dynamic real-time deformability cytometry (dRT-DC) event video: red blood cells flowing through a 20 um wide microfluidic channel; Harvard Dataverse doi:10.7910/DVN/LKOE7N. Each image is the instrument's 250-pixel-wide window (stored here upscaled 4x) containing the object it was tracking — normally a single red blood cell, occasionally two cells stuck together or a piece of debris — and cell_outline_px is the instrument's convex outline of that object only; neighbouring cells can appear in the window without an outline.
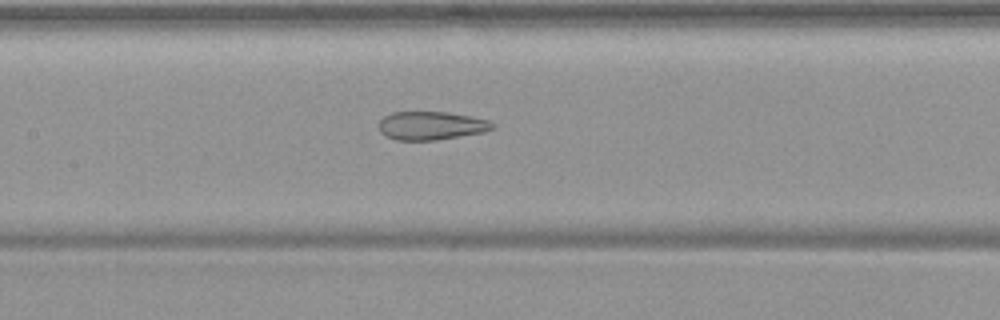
{"species": "common noctule bat (a hibernating species)", "species_latin": "Nyctalus noctula", "temperature_condition": "warm", "stored_images_in_passage": 52, "camera_frame_rate_fps": 3000, "um_per_image_px": 0.085, "animal": {"sex": "female", "body_mass_g": 19.9}, "frame": {"image": 1, "passage_image": 24, "time_ms": 7.667, "image_size_px": [1000, 320], "cell_outline_px": [[496, 128], [484, 132], [436, 140], [396, 140], [380, 132], [380, 120], [384, 116], [392, 112], [448, 112], [472, 116], [488, 120], [496, 124]], "centroid_in_image_um": [36.7, 10.67], "position_along_channel_um": 170.7, "area_um2": 18.84}}
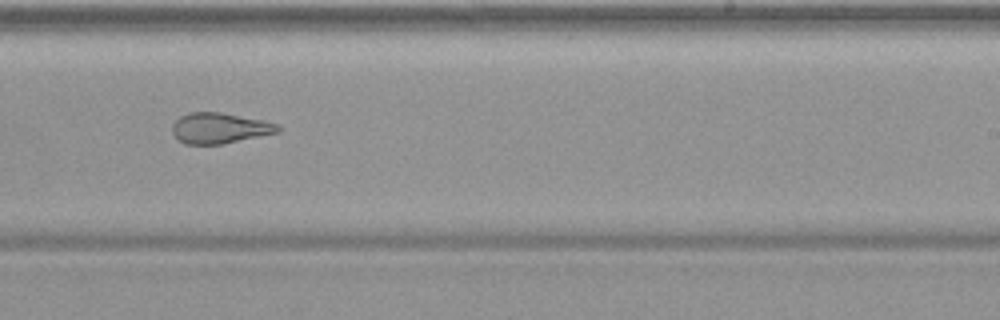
{"frame": {"image": 2, "passage_image": 32, "time_ms": 10.333, "image_size_px": [1000, 320], "cell_outline_px": [[280, 132], [220, 144], [184, 144], [172, 132], [172, 124], [180, 116], [188, 112], [220, 112], [264, 120], [276, 124], [280, 128]], "centroid_in_image_um": [18.65, 10.88], "position_along_channel_um": 270.3, "area_um2": 18.73}}
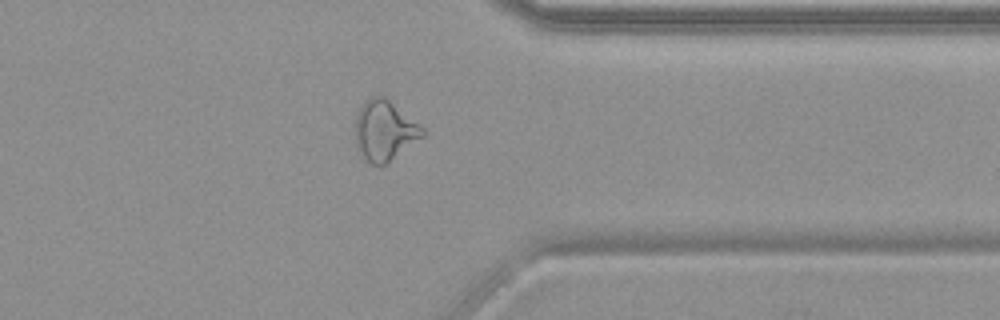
{"frame": {"image": 3, "passage_image": 41, "time_ms": 13.333, "image_size_px": [1000, 320], "cell_outline_px": [[424, 136], [384, 164], [372, 164], [356, 148], [356, 112], [364, 100], [372, 96], [384, 96], [420, 124], [424, 128]], "centroid_in_image_um": [32.67, 11.05], "position_along_channel_um": 378.7, "area_um2": 23.24}, "authors_computed_cell_mechanics": {"area_um2": 24.3627, "velocity_mm_per_s": 3.7566, "shape_relaxation_time_tau1_ms": null, "shape_relaxation_time_tau2_ms": 1.9713, "deformation_change_tau1": null, "deformation_change_tau2": 0.1018}}